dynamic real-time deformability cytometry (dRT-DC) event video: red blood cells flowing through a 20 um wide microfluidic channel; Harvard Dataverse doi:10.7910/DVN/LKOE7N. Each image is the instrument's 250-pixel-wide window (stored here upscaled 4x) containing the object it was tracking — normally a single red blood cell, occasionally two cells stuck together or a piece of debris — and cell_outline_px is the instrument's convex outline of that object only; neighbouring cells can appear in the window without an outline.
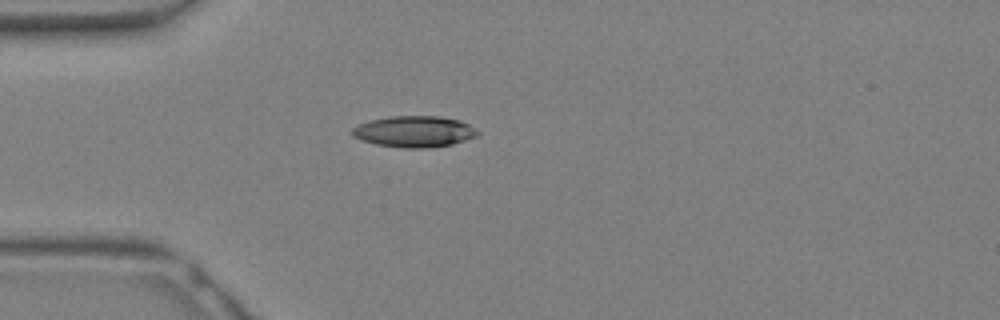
{"species": "Egyptian fruit bat (a non-hibernating species)", "species_latin": "Rousettus aegyptiacus", "temperature_condition": "warm", "stored_images_in_passage": 24, "camera_frame_rate_fps": 3000, "um_per_image_px": 0.085, "animal": {"sex": "female"}, "frame": {"image": 1, "passage_image": 1, "time_ms": 0.0, "image_size_px": [1000, 320], "cell_outline_px": [[480, 132], [476, 136], [452, 144], [428, 148], [400, 148], [376, 144], [360, 140], [352, 136], [352, 128], [360, 124], [372, 120], [392, 116], [440, 116], [460, 120], [476, 128]], "centroid_in_image_um": [35.22, 11.19], "position_along_channel_um": 49.8, "area_um2": 22.83}}
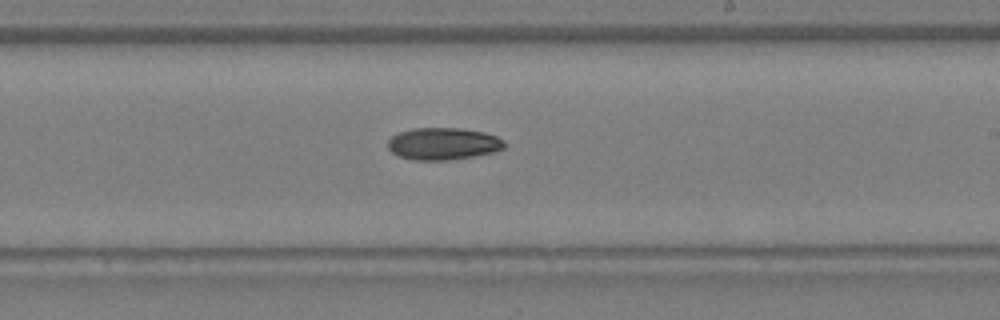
{"frame": {"image": 2, "passage_image": 11, "time_ms": 3.333, "image_size_px": [1000, 320], "cell_outline_px": [[504, 148], [492, 152], [472, 156], [448, 160], [412, 160], [400, 156], [392, 152], [388, 148], [388, 140], [392, 136], [400, 132], [412, 128], [460, 128], [484, 132], [496, 136], [504, 140]], "centroid_in_image_um": [37.65, 12.21], "position_along_channel_um": 251.4, "area_um2": 21.68}}
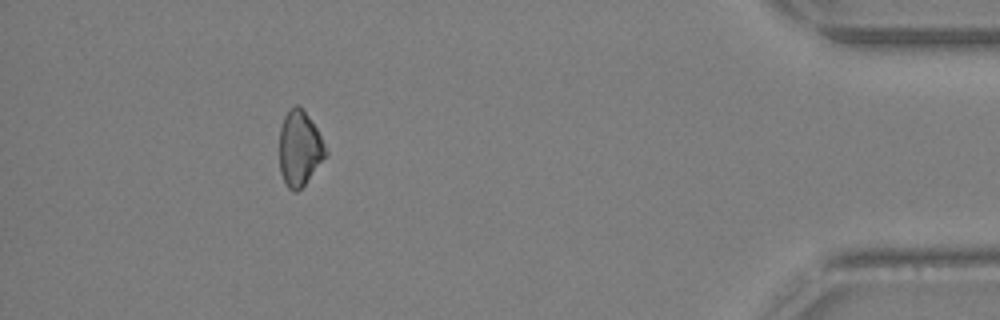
{"frame": {"image": 3, "passage_image": 21, "time_ms": 6.667, "image_size_px": [1000, 320], "cell_outline_px": [[328, 152], [304, 184], [296, 192], [292, 192], [288, 188], [280, 172], [280, 128], [284, 116], [288, 108], [296, 104], [300, 104], [316, 128]], "centroid_in_image_um": [25.44, 12.57], "position_along_channel_um": 409.8, "area_um2": 20.0}}